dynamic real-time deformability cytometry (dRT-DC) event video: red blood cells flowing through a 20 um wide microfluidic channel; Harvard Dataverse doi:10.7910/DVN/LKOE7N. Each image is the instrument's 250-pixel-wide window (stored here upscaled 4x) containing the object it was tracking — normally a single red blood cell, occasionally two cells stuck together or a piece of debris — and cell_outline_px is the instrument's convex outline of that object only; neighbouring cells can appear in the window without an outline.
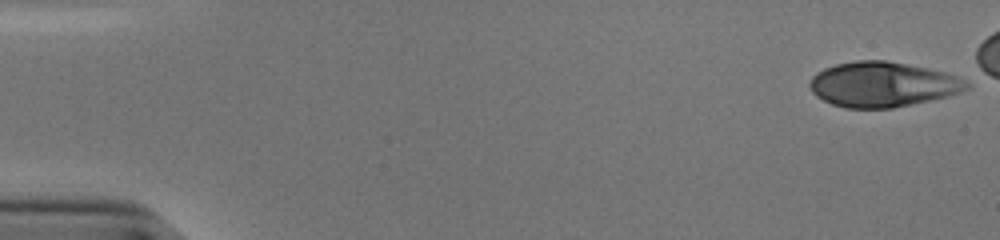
{"species": "human", "species_latin": "Homo sapiens", "temperature_condition": "cold", "stored_images_in_passage": 48, "camera_frame_rate_fps": 3000, "um_per_image_px": 0.085, "donor": {"sex": "male"}, "frame": {"image": 1, "passage_image": 1, "time_ms": 0.0, "image_size_px": [1000, 240], "cell_outline_px": [[972, 88], [960, 92], [928, 100], [892, 108], [844, 108], [832, 104], [816, 96], [812, 92], [808, 84], [812, 76], [816, 72], [824, 68], [836, 64], [856, 60], [884, 60], [928, 68], [948, 72], [964, 80]], "centroid_in_image_um": [74.99, 7.16], "position_along_channel_um": 10.0, "area_um2": 41.1}}
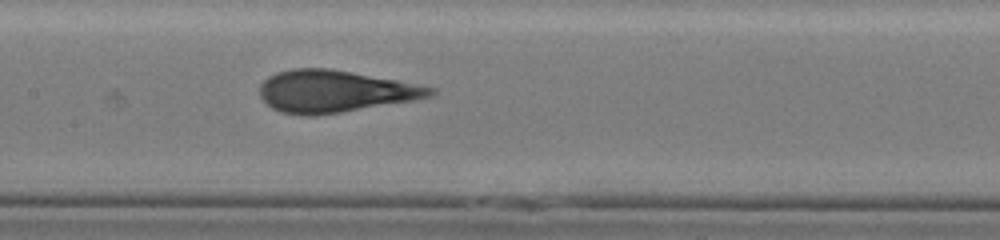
{"frame": {"image": 2, "passage_image": 26, "time_ms": 8.333, "image_size_px": [1000, 240], "cell_outline_px": [[436, 92], [432, 96], [412, 100], [340, 112], [312, 116], [308, 116], [280, 112], [272, 108], [260, 96], [260, 84], [268, 76], [276, 72], [292, 68], [328, 68], [352, 72], [420, 84], [436, 88]], "centroid_in_image_um": [28.44, 7.75], "position_along_channel_um": 179.0, "area_um2": 41.62}}
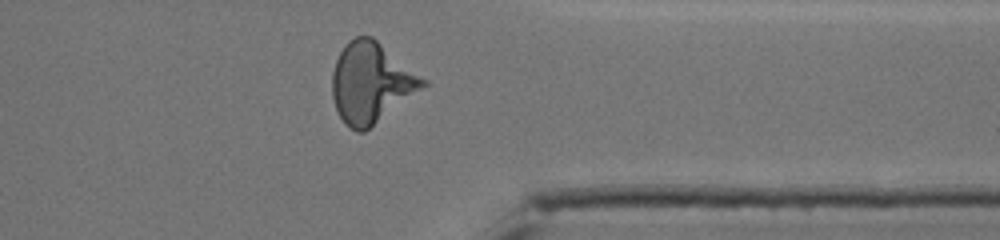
{"frame": {"image": 3, "passage_image": 42, "time_ms": 13.667, "image_size_px": [1000, 240], "cell_outline_px": [[428, 84], [364, 132], [356, 132], [348, 128], [344, 124], [336, 108], [332, 96], [332, 72], [336, 60], [344, 44], [348, 40], [356, 36], [372, 36], [428, 80]], "centroid_in_image_um": [31.53, 7.02], "position_along_channel_um": 379.9, "area_um2": 42.43}}